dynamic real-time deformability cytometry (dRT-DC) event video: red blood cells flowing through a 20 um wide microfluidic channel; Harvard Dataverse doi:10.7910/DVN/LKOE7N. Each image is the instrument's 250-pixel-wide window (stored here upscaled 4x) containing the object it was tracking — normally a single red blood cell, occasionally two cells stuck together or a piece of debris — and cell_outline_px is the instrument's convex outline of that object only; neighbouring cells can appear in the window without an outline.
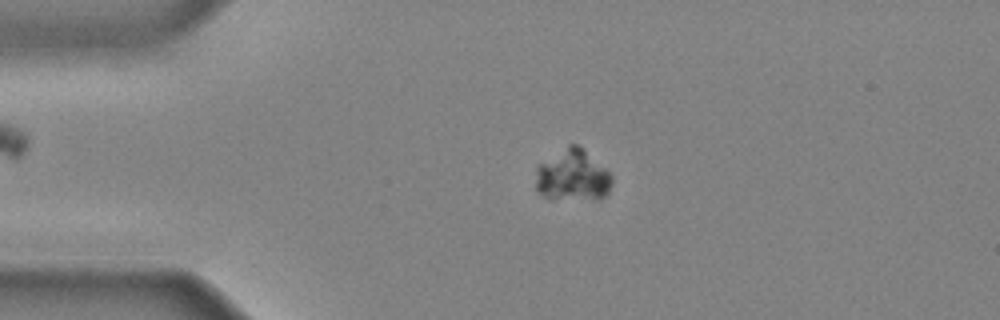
{"species": "common noctule bat (a hibernating species)", "species_latin": "Nyctalus noctula", "temperature_condition": "cold", "stored_images_in_passage": 44, "camera_frame_rate_fps": 3000, "um_per_image_px": 0.085, "animal": {"sex": "male", "body_mass_g": 20.4}, "frame": {"image": 1, "passage_image": 10, "time_ms": 3.0, "image_size_px": [1000, 320], "cell_outline_px": [[612, 184], [608, 192], [600, 200], [548, 200], [536, 188], [536, 168], [540, 164], [568, 144], [576, 144], [604, 168], [612, 176]], "centroid_in_image_um": [48.66, 14.99], "position_along_channel_um": 36.3, "area_um2": 22.95}}
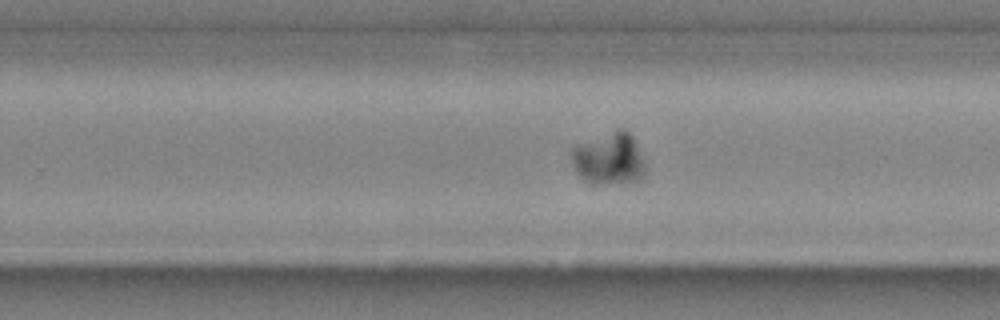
{"frame": {"image": 2, "passage_image": 29, "time_ms": 9.333, "image_size_px": [1000, 320], "cell_outline_px": [[644, 176], [636, 180], [596, 184], [588, 184], [576, 172], [572, 164], [572, 148], [576, 144], [616, 128], [620, 128], [628, 132], [632, 136], [644, 164]], "centroid_in_image_um": [51.7, 13.47], "position_along_channel_um": 278.1, "area_um2": 22.2}}
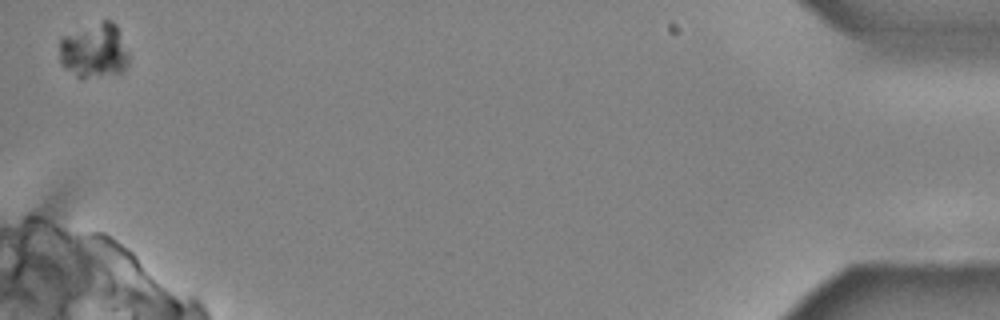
{"frame": {"image": 3, "passage_image": 44, "time_ms": 14.333, "image_size_px": [1000, 320], "cell_outline_px": [[128, 64], [120, 72], [84, 76], [76, 76], [60, 60], [60, 36], [104, 20], [108, 20], [116, 24], [128, 56]], "centroid_in_image_um": [7.99, 4.25], "position_along_channel_um": 427.2, "area_um2": 21.21}}